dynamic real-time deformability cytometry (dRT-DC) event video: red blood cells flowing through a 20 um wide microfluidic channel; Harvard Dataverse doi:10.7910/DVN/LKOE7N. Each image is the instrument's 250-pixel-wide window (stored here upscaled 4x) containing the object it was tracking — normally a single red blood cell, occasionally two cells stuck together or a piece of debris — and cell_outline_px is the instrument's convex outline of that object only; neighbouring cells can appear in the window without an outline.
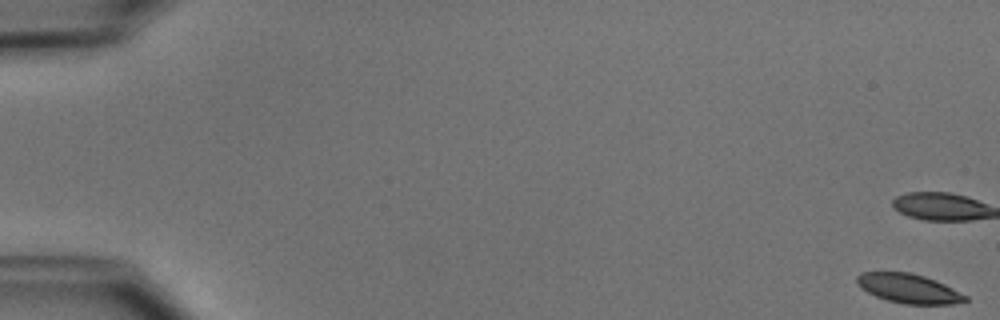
{"species": "common noctule bat (a hibernating species)", "species_latin": "Nyctalus noctula", "temperature_condition": "cold", "stored_images_in_passage": 53, "camera_frame_rate_fps": 3000, "um_per_image_px": 0.085, "animal": {"sex": "male", "body_mass_g": 15.6}, "frame": {"image": 1, "passage_image": 1, "time_ms": 0.0, "image_size_px": [1000, 320], "cell_outline_px": [[968, 300], [952, 304], [904, 304], [888, 300], [876, 296], [868, 292], [856, 284], [856, 276], [860, 272], [908, 272], [924, 276], [936, 280], [968, 296]], "centroid_in_image_um": [77.22, 24.51], "position_along_channel_um": 7.8, "area_um2": 18.44}}